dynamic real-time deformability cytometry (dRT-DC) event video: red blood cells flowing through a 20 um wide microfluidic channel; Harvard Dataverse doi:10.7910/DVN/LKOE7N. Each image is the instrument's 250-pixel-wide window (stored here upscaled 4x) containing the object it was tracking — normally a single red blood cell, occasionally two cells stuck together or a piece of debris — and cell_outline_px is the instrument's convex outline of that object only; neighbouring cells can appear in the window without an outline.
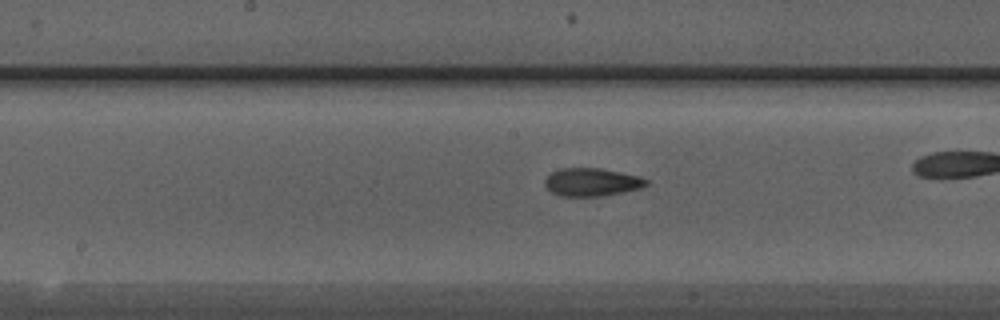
{"species": "Egyptian fruit bat (a non-hibernating species)", "species_latin": "Rousettus aegyptiacus", "temperature_condition": "warm", "stored_images_in_passage": 41, "camera_frame_rate_fps": 3000, "um_per_image_px": 0.085, "animal": {"sex": "male"}, "frame": {"image": 1, "passage_image": 18, "time_ms": 5.667, "image_size_px": [1000, 320], "cell_outline_px": [[648, 184], [640, 188], [624, 192], [604, 196], [560, 196], [552, 192], [544, 184], [544, 180], [552, 172], [560, 168], [600, 168], [640, 176], [648, 180]], "centroid_in_image_um": [50.31, 15.48], "position_along_channel_um": 197.9, "area_um2": 16.59}}
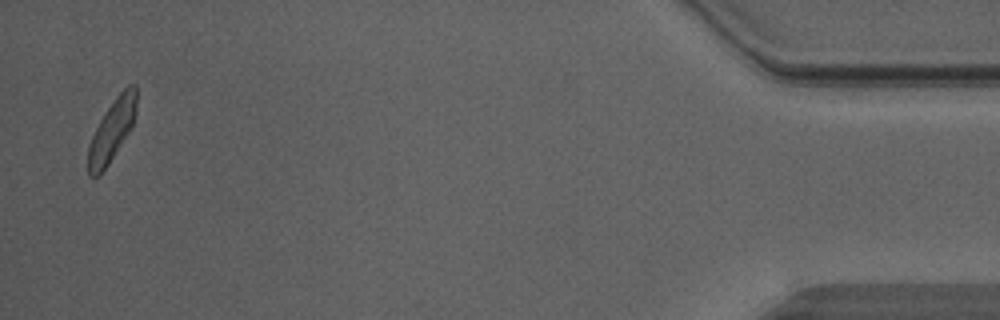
{"frame": {"image": 2, "passage_image": 41, "time_ms": 13.333, "image_size_px": [1000, 320], "cell_outline_px": [[136, 112], [132, 128], [108, 164], [96, 176], [88, 176], [88, 148], [92, 136], [100, 120], [116, 96], [128, 84], [136, 84]], "centroid_in_image_um": [9.54, 11.05], "position_along_channel_um": 425.7, "area_um2": 17.05}, "authors_computed_cell_mechanics": {"area_um2": 16.2996, "velocity_mm_per_s": 4.5004, "shape_relaxation_time_tau1_ms": 8.1779, "shape_relaxation_time_tau2_ms": 2.4823, "deformation_change_tau1": 0.2232, "deformation_change_tau2": 0.1115}}